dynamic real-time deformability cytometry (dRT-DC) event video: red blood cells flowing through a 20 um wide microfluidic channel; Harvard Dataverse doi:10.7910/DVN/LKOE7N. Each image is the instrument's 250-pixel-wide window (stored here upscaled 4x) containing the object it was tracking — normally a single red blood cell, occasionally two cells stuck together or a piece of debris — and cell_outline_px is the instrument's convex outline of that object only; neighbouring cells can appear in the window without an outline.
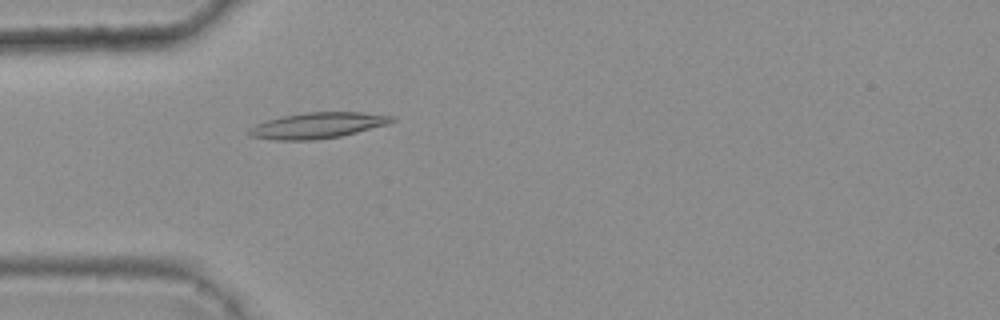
{"species": "common noctule bat (a hibernating species)", "species_latin": "Nyctalus noctula", "temperature_condition": "warm", "stored_images_in_passage": 5, "camera_frame_rate_fps": 3000, "um_per_image_px": 0.085, "animal": {"sex": "female", "body_mass_g": 25.1}, "frame": {"image": 1, "passage_image": 5, "time_ms": 1.333, "image_size_px": [1000, 320], "cell_outline_px": [[396, 120], [388, 124], [340, 136], [316, 140], [272, 140], [248, 136], [248, 128], [256, 124], [280, 116], [304, 112], [360, 112], [396, 116]], "centroid_in_image_um": [26.97, 10.66], "position_along_channel_um": 58.0, "area_um2": 21.68}}